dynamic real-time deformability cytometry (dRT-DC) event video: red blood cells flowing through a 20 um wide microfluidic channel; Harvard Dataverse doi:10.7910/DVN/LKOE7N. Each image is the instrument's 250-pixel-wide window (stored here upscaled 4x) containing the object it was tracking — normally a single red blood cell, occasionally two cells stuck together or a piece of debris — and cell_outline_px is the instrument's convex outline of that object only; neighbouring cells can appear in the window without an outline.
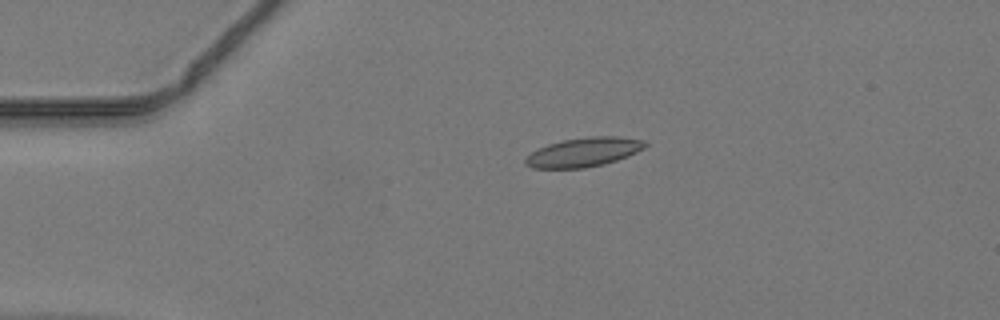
{"species": "common noctule bat (a hibernating species)", "species_latin": "Nyctalus noctula", "temperature_condition": "warm", "stored_images_in_passage": 38, "camera_frame_rate_fps": 3000, "um_per_image_px": 0.085, "animal": {"sex": "male", "body_mass_g": 19.2, "forearm_length_mm": 51.8}, "frame": {"image": 1, "passage_image": 1, "time_ms": 0.0, "image_size_px": [1000, 320], "cell_outline_px": [[648, 144], [644, 148], [628, 156], [604, 164], [584, 168], [532, 168], [524, 164], [524, 160], [532, 152], [548, 144], [564, 140], [588, 136], [616, 136], [644, 140]], "centroid_in_image_um": [49.62, 12.93], "position_along_channel_um": 35.4, "area_um2": 20.23}}
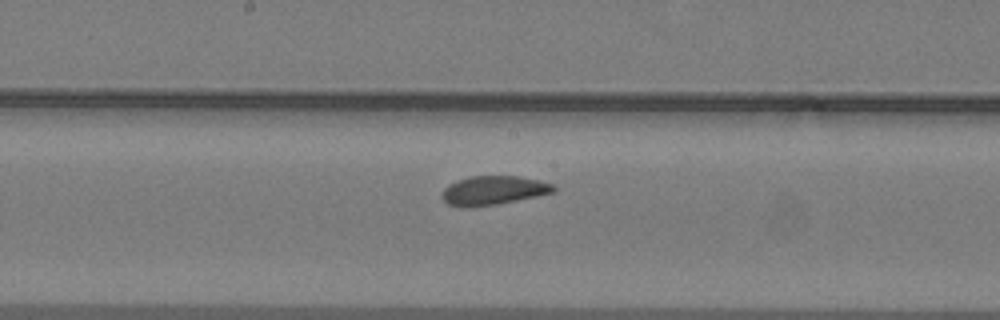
{"frame": {"image": 2, "passage_image": 16, "time_ms": 5.0, "image_size_px": [1000, 320], "cell_outline_px": [[556, 192], [496, 204], [468, 208], [460, 208], [448, 204], [444, 200], [444, 188], [448, 184], [456, 180], [472, 176], [520, 176], [552, 184], [556, 188]], "centroid_in_image_um": [41.92, 16.19], "position_along_channel_um": 206.3, "area_um2": 18.73}}
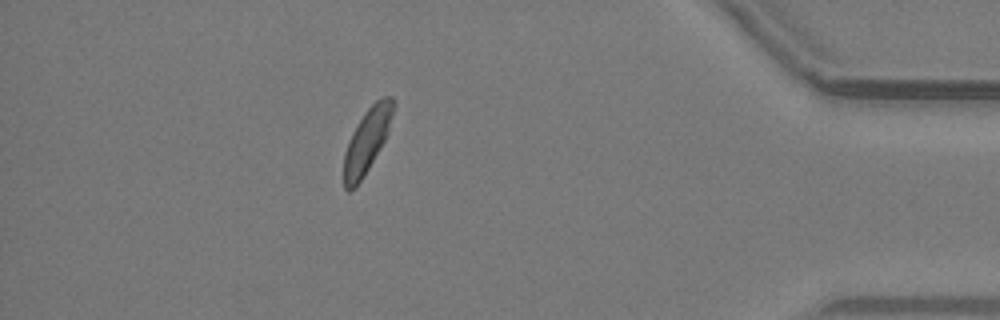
{"frame": {"image": 3, "passage_image": 33, "time_ms": 10.667, "image_size_px": [1000, 320], "cell_outline_px": [[396, 104], [388, 132], [380, 148], [364, 176], [348, 192], [344, 188], [344, 152], [348, 140], [352, 132], [364, 112], [380, 96], [392, 96]], "centroid_in_image_um": [31.21, 11.89], "position_along_channel_um": 404.0, "area_um2": 18.44}}